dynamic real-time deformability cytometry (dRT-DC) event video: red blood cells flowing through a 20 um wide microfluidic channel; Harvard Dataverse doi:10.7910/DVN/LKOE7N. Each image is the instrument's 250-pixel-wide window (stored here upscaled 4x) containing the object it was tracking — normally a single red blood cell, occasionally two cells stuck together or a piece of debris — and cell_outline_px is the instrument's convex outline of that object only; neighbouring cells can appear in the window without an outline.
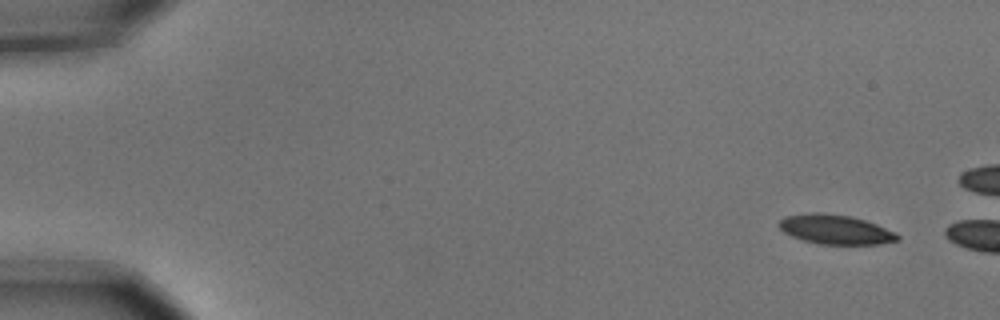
{"species": "common noctule bat (a hibernating species)", "species_latin": "Nyctalus noctula", "temperature_condition": "cold", "stored_images_in_passage": 2, "camera_frame_rate_fps": 3000, "um_per_image_px": 0.085, "animal": {"sex": "male", "body_mass_g": 15.6}, "frame": {"image": 1, "passage_image": 1, "time_ms": 0.0, "image_size_px": [1000, 320], "cell_outline_px": [[900, 240], [880, 244], [820, 244], [804, 240], [792, 236], [784, 232], [776, 224], [784, 216], [808, 212], [824, 212], [852, 216], [876, 224], [896, 232], [900, 236]], "centroid_in_image_um": [71.01, 19.49], "position_along_channel_um": 14.0, "area_um2": 20.58}}